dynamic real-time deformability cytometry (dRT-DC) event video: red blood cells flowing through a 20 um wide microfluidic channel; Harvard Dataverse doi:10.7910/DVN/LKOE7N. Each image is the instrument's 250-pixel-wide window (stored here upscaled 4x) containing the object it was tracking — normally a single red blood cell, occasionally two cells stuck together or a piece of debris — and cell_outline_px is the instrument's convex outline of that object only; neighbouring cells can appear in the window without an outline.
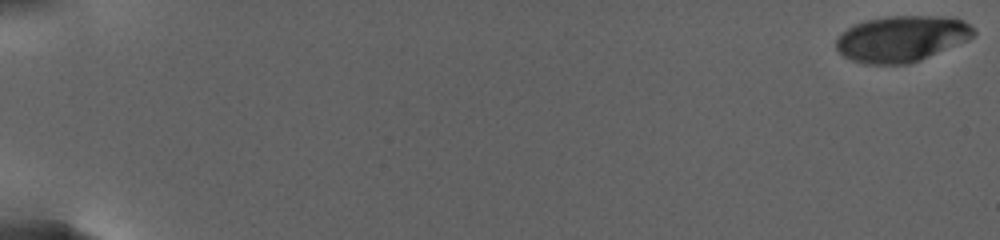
{"species": "human", "species_latin": "Homo sapiens", "temperature_condition": "warm", "stored_images_in_passage": 61, "camera_frame_rate_fps": 3000, "um_per_image_px": 0.085, "donor": {"sex": "female"}, "frame": {"image": 1, "passage_image": 1, "time_ms": 0.0, "image_size_px": [1000, 240], "cell_outline_px": [[976, 36], [968, 40], [920, 60], [908, 64], [864, 64], [852, 60], [844, 56], [836, 48], [836, 40], [848, 28], [864, 20], [892, 16], [940, 16], [964, 20], [976, 32]], "centroid_in_image_um": [76.66, 3.29], "position_along_channel_um": 8.3, "area_um2": 36.7}}
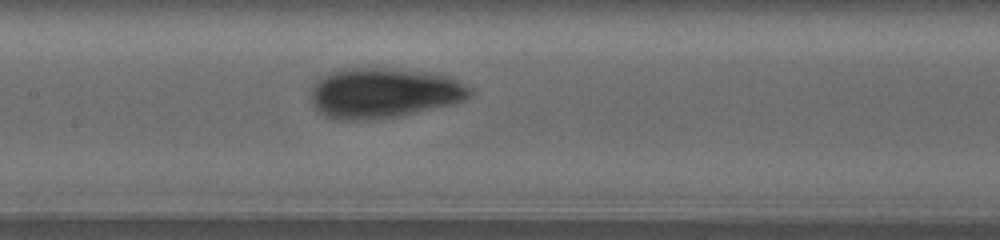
{"frame": {"image": 2, "passage_image": 35, "time_ms": 14.333, "image_size_px": [1000, 240], "cell_outline_px": [[476, 92], [472, 96], [456, 104], [400, 116], [368, 120], [332, 120], [316, 112], [312, 104], [312, 88], [316, 80], [332, 72], [344, 68], [392, 68], [440, 72], [452, 76], [472, 88]], "centroid_in_image_um": [32.7, 7.9], "position_along_channel_um": 174.7, "area_um2": 47.8}}
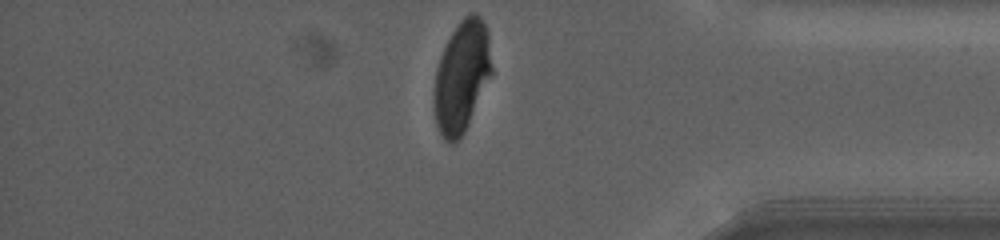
{"frame": {"image": 3, "passage_image": 61, "time_ms": 23.667, "image_size_px": [1000, 240], "cell_outline_px": [[492, 72], [464, 132], [452, 144], [448, 144], [444, 140], [436, 124], [432, 104], [432, 96], [436, 68], [440, 56], [452, 32], [460, 20], [464, 16], [472, 12], [476, 12], [480, 16], [488, 32], [492, 68]], "centroid_in_image_um": [39.21, 6.51], "position_along_channel_um": 396.0, "area_um2": 37.4}, "authors_computed_cell_mechanics": {"area_um2": 40.6334, "velocity_mm_per_s": 2.5642, "shape_relaxation_time_tau1_ms": 7.4963, "shape_relaxation_time_tau2_ms": 1.4727, "deformation_change_tau1": 0.2158, "deformation_change_tau2": 0.0552}}